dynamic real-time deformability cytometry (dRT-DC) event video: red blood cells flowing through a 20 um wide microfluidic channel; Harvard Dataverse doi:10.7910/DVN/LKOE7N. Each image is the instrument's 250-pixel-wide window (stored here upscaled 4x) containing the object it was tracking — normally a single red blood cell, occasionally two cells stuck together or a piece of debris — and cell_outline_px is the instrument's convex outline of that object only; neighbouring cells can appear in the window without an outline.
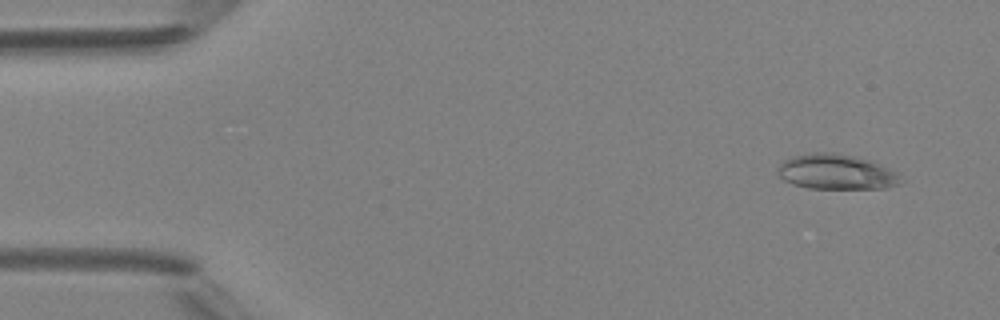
{"species": "Egyptian fruit bat (a non-hibernating species)", "species_latin": "Rousettus aegyptiacus", "temperature_condition": "room temperature", "stored_images_in_passage": 4, "camera_frame_rate_fps": 3000, "um_per_image_px": 0.085, "animal": {"sex": "female"}, "frame": {"image": 1, "passage_image": 4, "time_ms": 3.667, "image_size_px": [1000, 320], "cell_outline_px": [[900, 184], [884, 188], [808, 188], [792, 184], [784, 180], [780, 176], [776, 168], [784, 160], [792, 156], [812, 152], [836, 152], [872, 160], [896, 172]], "centroid_in_image_um": [71.04, 14.59], "position_along_channel_um": 14.0, "area_um2": 25.14}}